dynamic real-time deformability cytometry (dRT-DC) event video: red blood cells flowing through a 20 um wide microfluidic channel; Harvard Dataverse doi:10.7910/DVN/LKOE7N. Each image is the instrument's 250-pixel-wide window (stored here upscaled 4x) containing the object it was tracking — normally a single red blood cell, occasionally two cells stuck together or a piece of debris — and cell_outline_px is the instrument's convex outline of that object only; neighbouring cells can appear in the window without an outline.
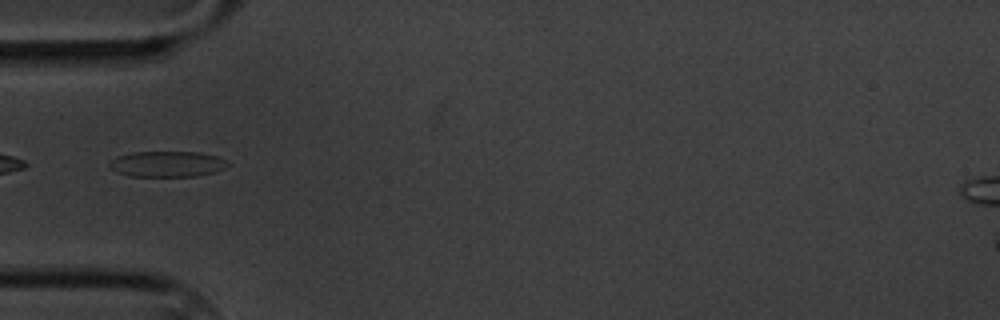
{"species": "common noctule bat (a hibernating species)", "species_latin": "Nyctalus noctula", "temperature_condition": "cold", "stored_images_in_passage": 9, "camera_frame_rate_fps": 3000, "um_per_image_px": 0.085, "animal": {"sex": "male", "body_mass_g": 20.1, "forearm_length_mm": 53.5}, "frame": {"image": 1, "passage_image": 6, "time_ms": 5.667, "image_size_px": [1000, 320], "cell_outline_px": [[228, 164], [224, 168], [216, 172], [196, 176], [128, 176], [116, 172], [108, 168], [108, 164], [116, 156], [132, 152], [200, 152], [216, 156], [224, 160]], "centroid_in_image_um": [14.15, 13.94], "position_along_channel_um": 70.8, "area_um2": 17.8}}
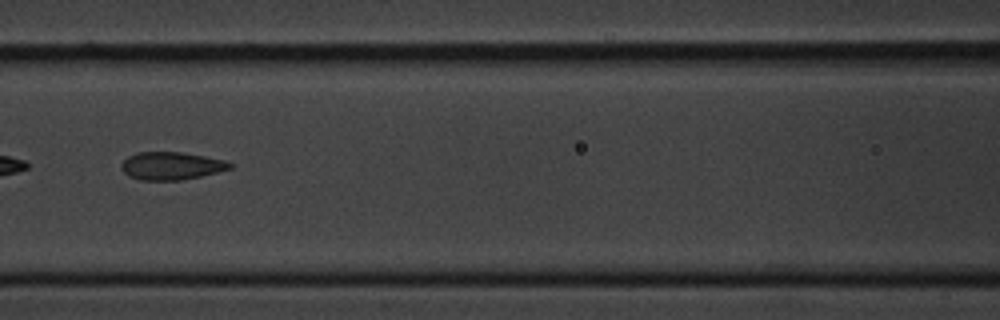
{"frame": {"image": 2, "passage_image": 8, "time_ms": 8.0, "image_size_px": [1000, 320], "cell_outline_px": [[232, 168], [200, 176], [180, 180], [140, 180], [128, 176], [120, 168], [120, 164], [128, 156], [136, 152], [180, 152], [204, 156], [224, 160], [232, 164]], "centroid_in_image_um": [14.51, 14.09], "position_along_channel_um": 152.1, "area_um2": 17.51}}